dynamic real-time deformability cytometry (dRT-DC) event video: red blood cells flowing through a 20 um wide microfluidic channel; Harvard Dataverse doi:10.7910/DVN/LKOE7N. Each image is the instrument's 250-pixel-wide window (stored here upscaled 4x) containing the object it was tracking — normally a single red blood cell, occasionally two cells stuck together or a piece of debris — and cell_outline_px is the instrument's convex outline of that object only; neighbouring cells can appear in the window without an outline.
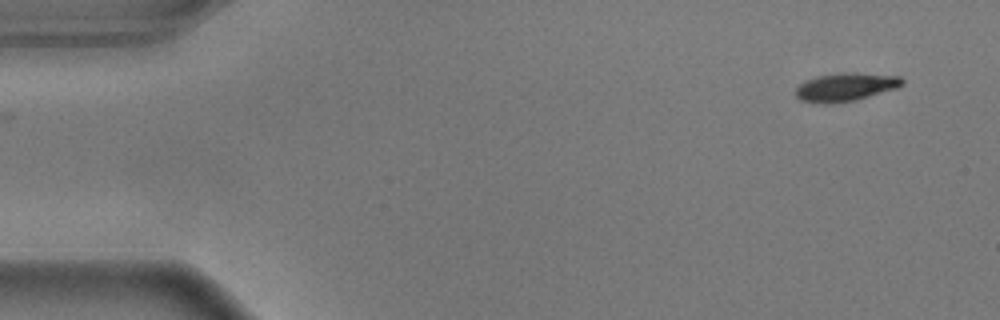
{"species": "common noctule bat (a hibernating species)", "species_latin": "Nyctalus noctula", "temperature_condition": "warm", "stored_images_in_passage": 53, "camera_frame_rate_fps": 3000, "um_per_image_px": 0.085, "animal": {"sex": "male", "body_mass_g": 17.9}, "frame": {"image": 1, "passage_image": 1, "time_ms": 0.0, "image_size_px": [1000, 320], "cell_outline_px": [[904, 84], [896, 88], [856, 100], [832, 104], [816, 104], [800, 100], [796, 96], [796, 88], [800, 84], [808, 80], [820, 76], [852, 72], [900, 76], [904, 80]], "centroid_in_image_um": [71.88, 7.42], "position_along_channel_um": 13.1, "area_um2": 17.46}}
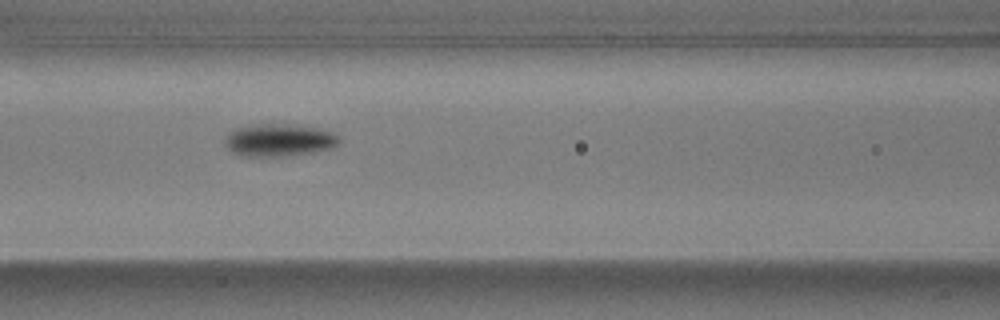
{"frame": {"image": 2, "passage_image": 21, "time_ms": 6.667, "image_size_px": [1000, 320], "cell_outline_px": [[340, 140], [332, 148], [312, 152], [284, 156], [240, 156], [232, 152], [224, 144], [224, 136], [228, 132], [236, 128], [252, 124], [288, 124], [316, 128], [328, 132], [336, 136]], "centroid_in_image_um": [23.61, 11.91], "position_along_channel_um": 143.0, "area_um2": 21.5}}
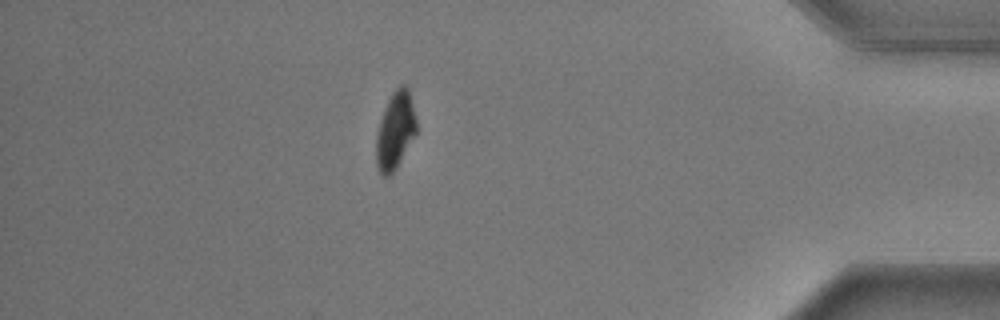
{"frame": {"image": 3, "passage_image": 46, "time_ms": 15.0, "image_size_px": [1000, 320], "cell_outline_px": [[416, 132], [396, 168], [388, 176], [380, 176], [376, 164], [376, 136], [380, 120], [384, 108], [392, 92], [400, 84], [404, 84], [408, 88], [416, 120]], "centroid_in_image_um": [33.57, 11.1], "position_along_channel_um": 401.6, "area_um2": 17.92}, "authors_computed_cell_mechanics": {"area_um2": 19.074, "velocity_mm_per_s": 3.6144, "shape_relaxation_time_tau1_ms": 2.0403, "shape_relaxation_time_tau2_ms": null, "deformation_change_tau1": 0.1641, "deformation_change_tau2": null}}